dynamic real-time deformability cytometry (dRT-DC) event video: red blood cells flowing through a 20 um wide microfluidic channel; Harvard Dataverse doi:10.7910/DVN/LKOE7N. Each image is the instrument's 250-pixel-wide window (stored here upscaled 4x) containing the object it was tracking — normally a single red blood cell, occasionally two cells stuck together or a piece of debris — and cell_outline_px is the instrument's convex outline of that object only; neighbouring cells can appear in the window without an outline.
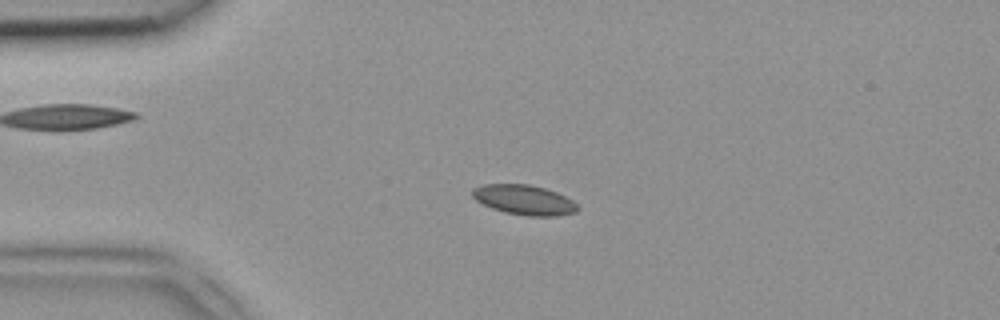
{"species": "common noctule bat (a hibernating species)", "species_latin": "Nyctalus noctula", "temperature_condition": "room temperature", "stored_images_in_passage": 45, "camera_frame_rate_fps": 3000, "um_per_image_px": 0.085, "animal": {"sex": "female", "body_mass_g": 18.4}, "frame": {"image": 1, "passage_image": 9, "time_ms": 2.667, "image_size_px": [1000, 320], "cell_outline_px": [[580, 208], [576, 212], [556, 216], [528, 216], [504, 212], [492, 208], [476, 200], [472, 196], [472, 188], [484, 184], [528, 184], [544, 188], [556, 192], [572, 200]], "centroid_in_image_um": [44.55, 16.99], "position_along_channel_um": 40.4, "area_um2": 18.26}}
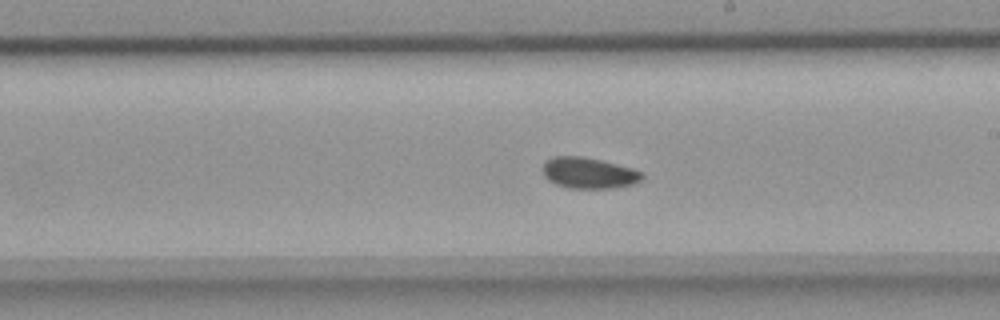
{"frame": {"image": 2, "passage_image": 25, "time_ms": 8.0, "image_size_px": [1000, 320], "cell_outline_px": [[644, 176], [640, 180], [632, 184], [616, 188], [568, 188], [556, 184], [548, 180], [544, 176], [544, 164], [552, 156], [584, 156], [632, 168], [644, 172]], "centroid_in_image_um": [50.06, 14.7], "position_along_channel_um": 238.9, "area_um2": 17.92}}
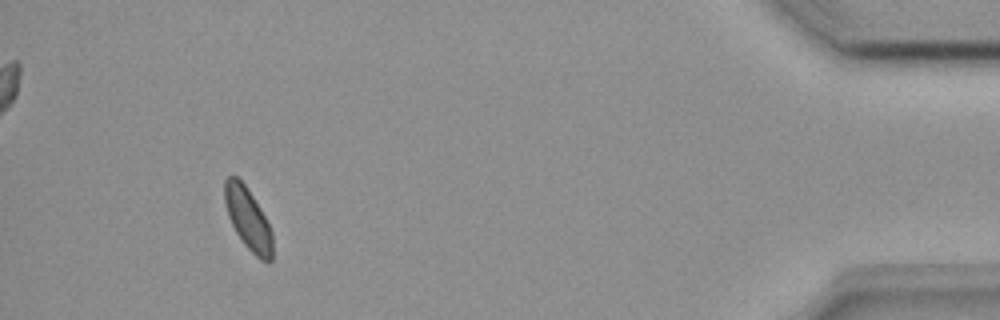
{"frame": {"image": 3, "passage_image": 42, "time_ms": 13.667, "image_size_px": [1000, 320], "cell_outline_px": [[272, 260], [268, 264], [260, 260], [244, 244], [236, 232], [228, 216], [224, 200], [224, 180], [228, 176], [236, 176], [244, 184], [252, 196], [264, 216], [272, 232]], "centroid_in_image_um": [21.07, 18.62], "position_along_channel_um": 414.1, "area_um2": 17.05}}